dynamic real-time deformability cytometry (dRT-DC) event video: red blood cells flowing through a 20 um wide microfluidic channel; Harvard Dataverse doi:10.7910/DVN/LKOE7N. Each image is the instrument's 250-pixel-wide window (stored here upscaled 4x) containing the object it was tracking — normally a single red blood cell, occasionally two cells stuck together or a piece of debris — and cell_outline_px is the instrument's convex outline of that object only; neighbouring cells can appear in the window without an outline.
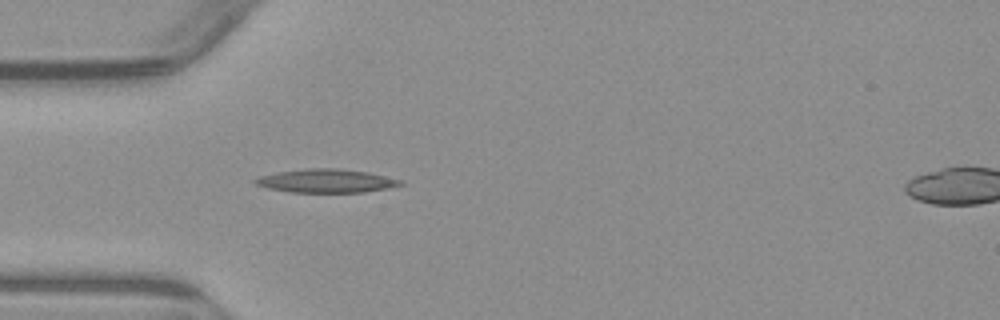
{"species": "common noctule bat (a hibernating species)", "species_latin": "Nyctalus noctula", "temperature_condition": "warm", "stored_images_in_passage": 6, "segment_of_instrument_passage": [1, 2], "camera_frame_rate_fps": 3000, "um_per_image_px": 0.085, "animal": {"sex": "male", "body_mass_g": 23.1, "forearm_length_mm": 52.7}, "frame": {"image": 1, "passage_image": 5, "time_ms": 5.0, "image_size_px": [1000, 320], "cell_outline_px": [[404, 184], [388, 188], [364, 192], [292, 192], [268, 188], [256, 184], [252, 180], [260, 176], [280, 172], [308, 168], [336, 168], [368, 172], [400, 180]], "centroid_in_image_um": [27.73, 15.37], "position_along_channel_um": 57.3, "area_um2": 19.59}}